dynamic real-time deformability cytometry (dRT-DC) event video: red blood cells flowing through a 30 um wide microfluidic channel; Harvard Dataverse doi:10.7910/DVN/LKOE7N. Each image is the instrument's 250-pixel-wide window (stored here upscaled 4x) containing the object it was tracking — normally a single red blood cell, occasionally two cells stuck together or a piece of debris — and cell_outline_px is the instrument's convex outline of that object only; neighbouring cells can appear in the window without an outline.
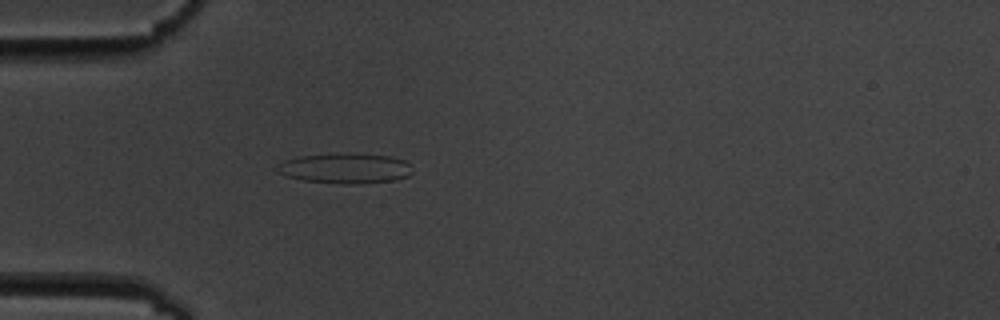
{"species": "common noctule bat (a hibernating species)", "species_latin": "Nyctalus noctula", "temperature_condition": "cold", "stored_images_in_passage": 2, "camera_frame_rate_fps": 3000, "um_per_image_px": 0.085, "animal": {"sex": "male", "body_mass_g": 19.5, "forearm_length_mm": 54.6}, "frame": {"image": 1, "passage_image": 2, "time_ms": 1.0, "image_size_px": [1000, 320], "cell_outline_px": [[412, 172], [408, 176], [396, 180], [360, 184], [344, 184], [304, 180], [288, 176], [276, 172], [272, 168], [284, 160], [300, 156], [392, 156], [404, 160], [408, 164]], "centroid_in_image_um": [29.32, 14.36], "position_along_channel_um": 55.7, "area_um2": 22.83}}